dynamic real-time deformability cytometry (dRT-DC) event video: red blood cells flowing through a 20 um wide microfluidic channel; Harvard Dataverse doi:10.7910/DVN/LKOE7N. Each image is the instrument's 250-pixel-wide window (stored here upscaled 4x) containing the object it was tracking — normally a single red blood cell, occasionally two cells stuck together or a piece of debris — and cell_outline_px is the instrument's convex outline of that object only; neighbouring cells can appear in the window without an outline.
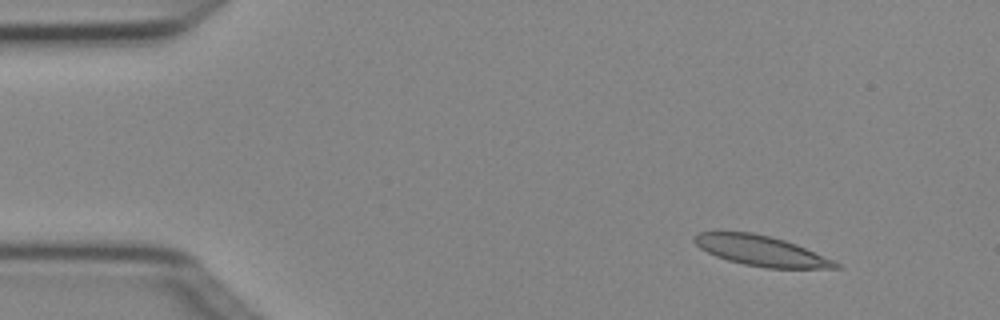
{"species": "Egyptian fruit bat (a non-hibernating species)", "species_latin": "Rousettus aegyptiacus", "temperature_condition": "cold", "stored_images_in_passage": 6, "camera_frame_rate_fps": 3000, "um_per_image_px": 0.085, "animal": {"sex": "female"}, "frame": {"image": 1, "passage_image": 2, "time_ms": 0.333, "image_size_px": [1000, 320], "cell_outline_px": [[844, 268], [764, 268], [744, 264], [728, 260], [716, 256], [700, 248], [692, 240], [692, 236], [696, 232], [752, 232], [772, 236], [796, 244], [832, 260], [840, 264]], "centroid_in_image_um": [64.66, 21.31], "position_along_channel_um": 20.3, "area_um2": 24.8}}
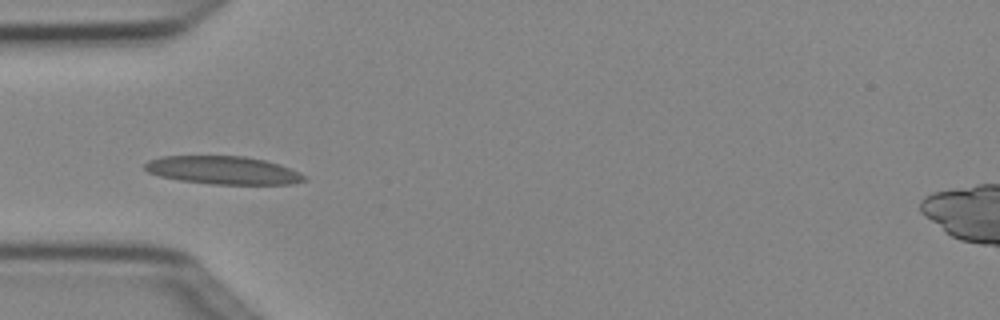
{"frame": {"image": 2, "passage_image": 5, "time_ms": 1.333, "image_size_px": [1000, 320], "cell_outline_px": [[308, 180], [292, 184], [212, 184], [180, 180], [160, 176], [148, 172], [144, 168], [144, 164], [148, 160], [160, 156], [244, 156], [264, 160], [280, 164], [300, 172], [308, 176]], "centroid_in_image_um": [19.0, 14.47], "position_along_channel_um": 66.0, "area_um2": 26.24}}
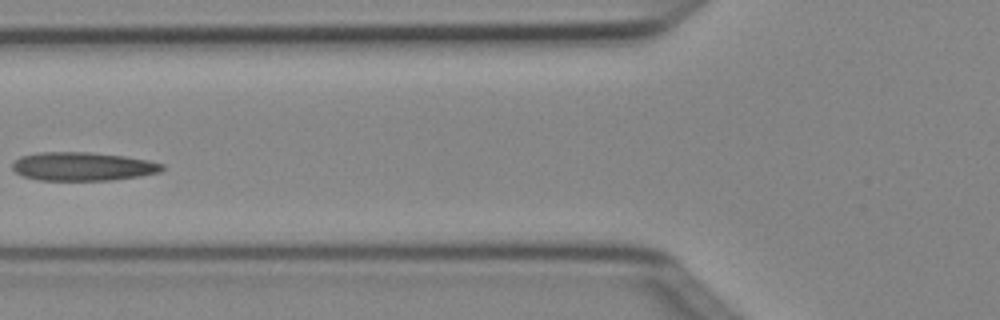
{"frame": {"image": 3, "passage_image": 6, "time_ms": 1.667, "image_size_px": [1000, 320], "cell_outline_px": [[164, 168], [160, 172], [140, 176], [112, 180], [40, 180], [24, 176], [16, 172], [12, 168], [12, 164], [20, 156], [40, 152], [88, 152], [124, 156], [148, 160], [164, 164]], "centroid_in_image_um": [7.05, 14.14], "position_along_channel_um": 118.8, "area_um2": 24.85}}